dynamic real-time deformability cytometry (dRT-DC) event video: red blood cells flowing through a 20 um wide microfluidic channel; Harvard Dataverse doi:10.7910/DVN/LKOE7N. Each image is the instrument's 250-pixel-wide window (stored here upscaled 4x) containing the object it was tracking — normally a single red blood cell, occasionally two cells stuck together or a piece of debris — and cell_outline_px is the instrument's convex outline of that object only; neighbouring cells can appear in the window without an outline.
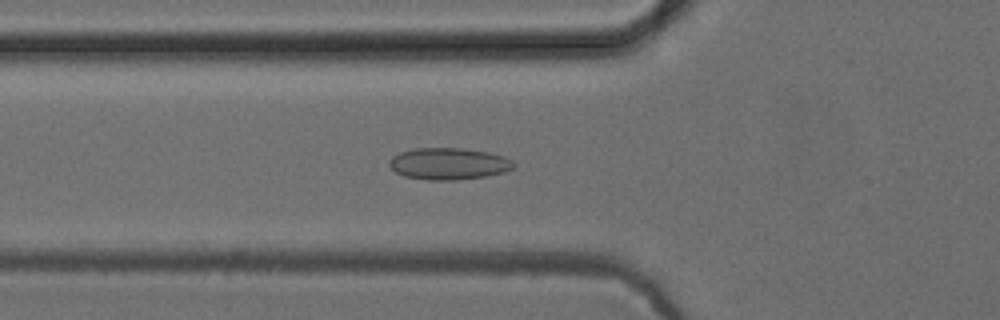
{"species": "common noctule bat (a hibernating species)", "species_latin": "Nyctalus noctula", "temperature_condition": "cold", "stored_images_in_passage": 45, "camera_frame_rate_fps": 3000, "um_per_image_px": 0.085, "animal": {"sex": "female", "body_mass_g": 24.6, "forearm_length_mm": 56.2}, "frame": {"image": 1, "passage_image": 12, "time_ms": 3.667, "image_size_px": [1000, 320], "cell_outline_px": [[516, 164], [512, 168], [504, 172], [484, 176], [456, 180], [428, 180], [404, 176], [396, 172], [388, 164], [388, 160], [392, 156], [400, 152], [412, 148], [464, 148], [488, 152], [504, 156], [512, 160]], "centroid_in_image_um": [38.12, 13.91], "position_along_channel_um": 87.7, "area_um2": 23.12}}
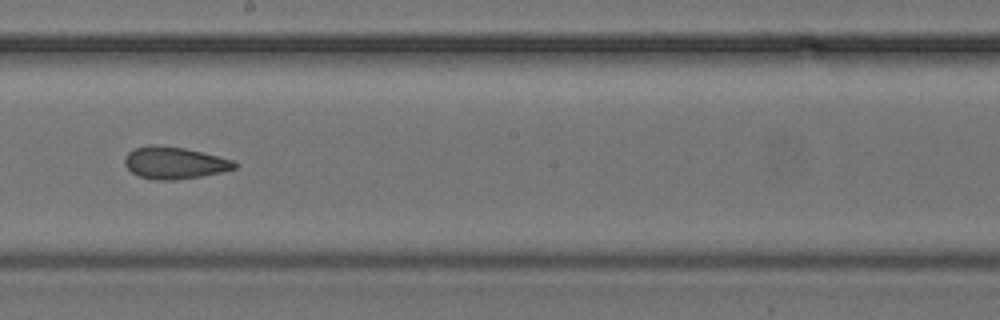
{"frame": {"image": 2, "passage_image": 23, "time_ms": 7.333, "image_size_px": [1000, 320], "cell_outline_px": [[236, 168], [220, 172], [200, 176], [176, 180], [152, 180], [140, 176], [132, 172], [124, 164], [124, 156], [128, 152], [136, 148], [148, 144], [160, 144], [184, 148], [232, 160], [236, 164]], "centroid_in_image_um": [14.76, 13.83], "position_along_channel_um": 233.4, "area_um2": 20.4}}
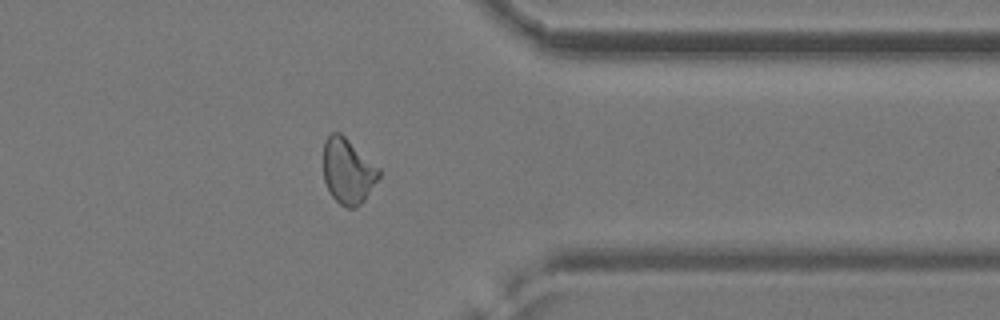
{"frame": {"image": 3, "passage_image": 35, "time_ms": 11.333, "image_size_px": [1000, 320], "cell_outline_px": [[380, 176], [364, 200], [356, 208], [348, 208], [340, 204], [328, 192], [324, 180], [324, 140], [332, 132], [340, 132], [380, 168]], "centroid_in_image_um": [29.57, 14.55], "position_along_channel_um": 381.8, "area_um2": 21.15}, "authors_computed_cell_mechanics": {"area_um2": 20.9814, "velocity_mm_per_s": 3.9569, "shape_relaxation_time_tau1_ms": null, "shape_relaxation_time_tau2_ms": 3.4202, "deformation_change_tau1": null, "deformation_change_tau2": 0.0978}}